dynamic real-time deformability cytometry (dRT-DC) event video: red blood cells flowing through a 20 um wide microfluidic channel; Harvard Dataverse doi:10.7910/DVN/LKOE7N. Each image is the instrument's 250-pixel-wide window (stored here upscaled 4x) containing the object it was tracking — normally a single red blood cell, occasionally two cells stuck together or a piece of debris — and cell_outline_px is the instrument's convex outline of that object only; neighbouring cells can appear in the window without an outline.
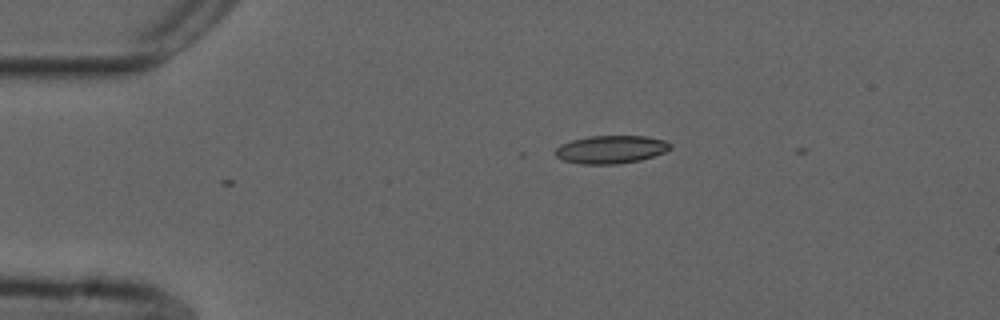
{"species": "common noctule bat (a hibernating species)", "species_latin": "Nyctalus noctula", "temperature_condition": "cold", "stored_images_in_passage": 3, "camera_frame_rate_fps": 3000, "um_per_image_px": 0.085, "animal": {"sex": "male", "forearm_length_mm": 52.5}, "frame": {"image": 1, "passage_image": 3, "time_ms": 0.667, "image_size_px": [1000, 320], "cell_outline_px": [[672, 148], [664, 152], [640, 160], [620, 164], [580, 164], [564, 160], [556, 156], [556, 148], [560, 144], [572, 140], [588, 136], [644, 136], [664, 140], [672, 144]], "centroid_in_image_um": [51.93, 12.7], "position_along_channel_um": 33.1, "area_um2": 18.73}}